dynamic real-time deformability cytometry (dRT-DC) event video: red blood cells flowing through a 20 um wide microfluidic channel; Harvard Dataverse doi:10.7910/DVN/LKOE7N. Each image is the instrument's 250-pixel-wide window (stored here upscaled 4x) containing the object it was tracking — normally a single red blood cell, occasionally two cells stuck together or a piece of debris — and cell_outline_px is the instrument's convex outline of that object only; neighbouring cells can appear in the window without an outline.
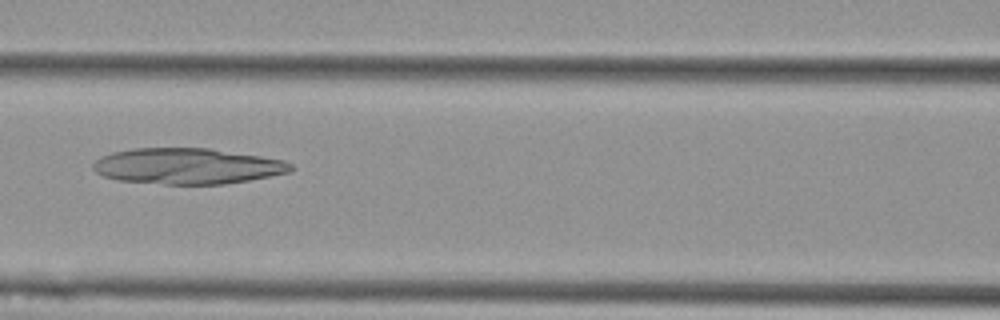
{"species": "Egyptian fruit bat (a non-hibernating species)", "species_latin": "Rousettus aegyptiacus", "temperature_condition": "cold", "stored_images_in_passage": 9, "camera_frame_rate_fps": 3000, "um_per_image_px": 0.085, "animal": {"sex": "female"}, "frame": {"image": 1, "passage_image": 7, "time_ms": 2.0, "image_size_px": [1000, 320], "cell_outline_px": [[296, 168], [292, 172], [248, 180], [224, 184], [164, 184], [120, 180], [104, 176], [96, 172], [92, 168], [92, 164], [100, 156], [112, 152], [136, 148], [208, 148], [260, 156], [284, 160], [292, 164]], "centroid_in_image_um": [15.94, 14.12], "position_along_channel_um": 150.7, "area_um2": 41.33}}
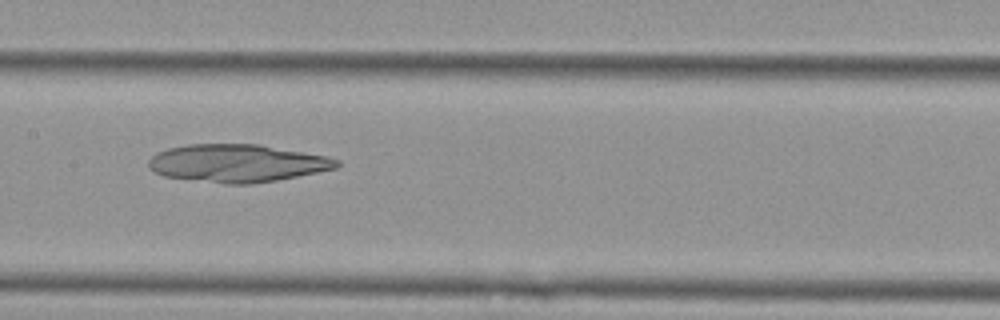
{"frame": {"image": 2, "passage_image": 8, "time_ms": 2.333, "image_size_px": [1000, 320], "cell_outline_px": [[340, 164], [336, 168], [276, 180], [252, 184], [224, 184], [164, 176], [148, 168], [148, 160], [156, 152], [168, 148], [188, 144], [260, 144], [328, 156], [340, 160]], "centroid_in_image_um": [20.15, 13.86], "position_along_channel_um": 187.2, "area_um2": 41.5}}
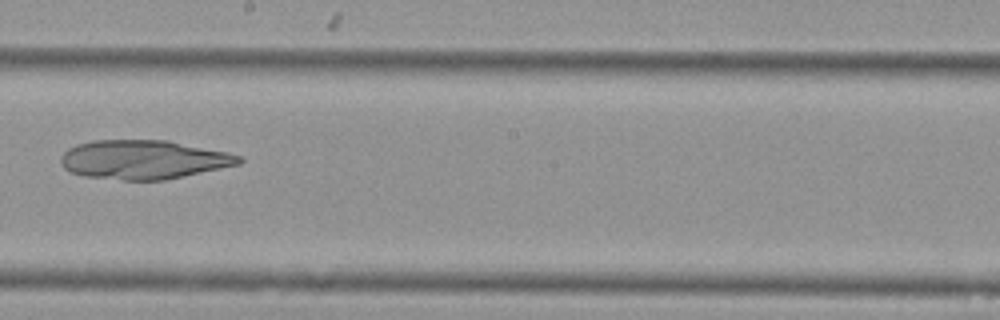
{"frame": {"image": 3, "passage_image": 9, "time_ms": 2.667, "image_size_px": [1000, 320], "cell_outline_px": [[244, 160], [240, 164], [164, 180], [124, 180], [84, 176], [72, 172], [64, 168], [60, 164], [60, 156], [68, 148], [76, 144], [92, 140], [168, 140], [228, 152], [240, 156]], "centroid_in_image_um": [12.18, 13.56], "position_along_channel_um": 236.0, "area_um2": 40.58}}